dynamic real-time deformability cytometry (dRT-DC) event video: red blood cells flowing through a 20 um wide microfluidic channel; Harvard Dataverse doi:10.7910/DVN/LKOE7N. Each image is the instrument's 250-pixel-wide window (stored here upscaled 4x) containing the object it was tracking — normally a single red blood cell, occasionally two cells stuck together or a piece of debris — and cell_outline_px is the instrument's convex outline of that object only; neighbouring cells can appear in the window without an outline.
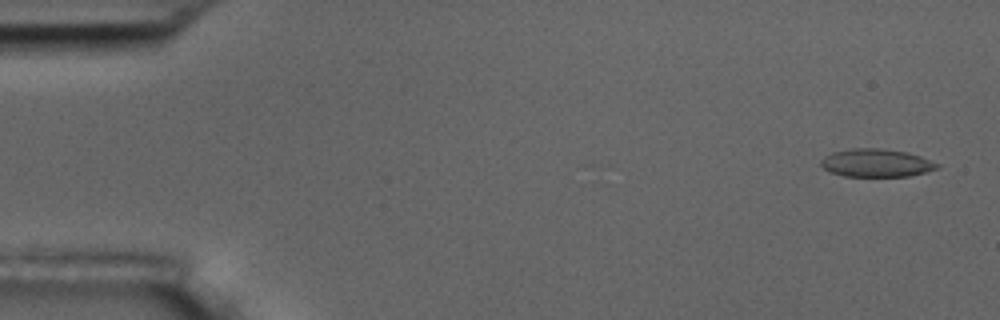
{"species": "common noctule bat (a hibernating species)", "species_latin": "Nyctalus noctula", "temperature_condition": "room temperature", "stored_images_in_passage": 4, "camera_frame_rate_fps": 3000, "um_per_image_px": 0.085, "animal": {"sex": "male", "body_mass_g": 17.5, "forearm_length_mm": 52.3}, "frame": {"image": 1, "passage_image": 1, "time_ms": 0.0, "image_size_px": [1000, 320], "cell_outline_px": [[940, 164], [936, 168], [924, 172], [908, 176], [844, 176], [828, 172], [820, 164], [820, 160], [824, 156], [832, 152], [852, 148], [880, 148], [908, 152], [920, 156]], "centroid_in_image_um": [74.43, 13.84], "position_along_channel_um": 10.6, "area_um2": 18.96}}